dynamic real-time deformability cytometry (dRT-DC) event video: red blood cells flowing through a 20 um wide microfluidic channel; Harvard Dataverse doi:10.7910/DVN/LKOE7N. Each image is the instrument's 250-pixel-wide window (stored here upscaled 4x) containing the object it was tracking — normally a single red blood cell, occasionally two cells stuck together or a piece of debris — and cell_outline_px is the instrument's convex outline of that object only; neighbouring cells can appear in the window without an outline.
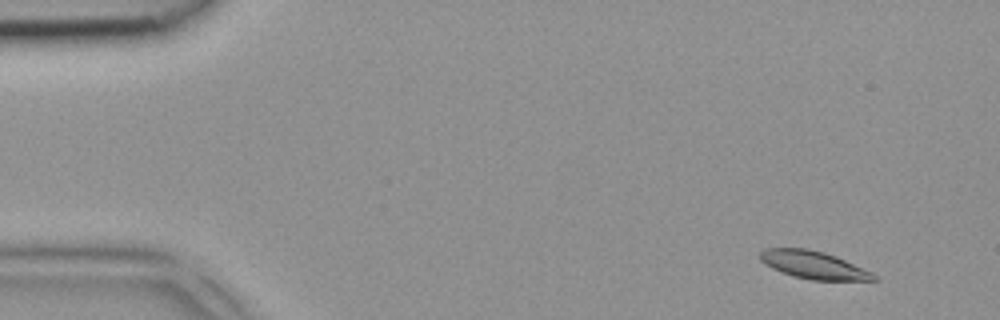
{"species": "common noctule bat (a hibernating species)", "species_latin": "Nyctalus noctula", "temperature_condition": "room temperature", "stored_images_in_passage": 3, "camera_frame_rate_fps": 3000, "um_per_image_px": 0.085, "animal": {"sex": "female", "body_mass_g": 18.4}, "frame": {"image": 1, "passage_image": 1, "time_ms": 0.0, "image_size_px": [1000, 320], "cell_outline_px": [[880, 280], [812, 280], [792, 276], [772, 268], [760, 260], [760, 252], [764, 248], [808, 248], [824, 252], [836, 256], [872, 272]], "centroid_in_image_um": [69.15, 22.51], "position_along_channel_um": 15.9, "area_um2": 18.32}}